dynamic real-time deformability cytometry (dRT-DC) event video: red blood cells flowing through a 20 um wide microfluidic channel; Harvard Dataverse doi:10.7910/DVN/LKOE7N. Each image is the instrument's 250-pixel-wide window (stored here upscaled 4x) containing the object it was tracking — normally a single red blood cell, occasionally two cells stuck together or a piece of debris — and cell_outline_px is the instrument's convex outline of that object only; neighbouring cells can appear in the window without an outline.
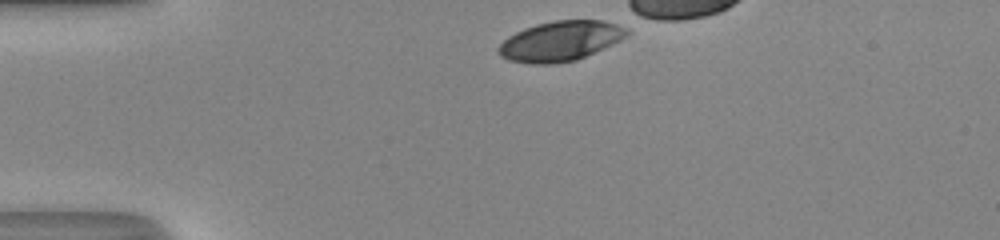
{"species": "human", "species_latin": "Homo sapiens", "temperature_condition": "room temperature", "stored_images_in_passage": 30, "camera_frame_rate_fps": 3000, "um_per_image_px": 0.085, "donor": {"sex": "male"}, "frame": {"image": 1, "passage_image": 1, "time_ms": 0.0, "image_size_px": [1000, 240], "cell_outline_px": [[628, 32], [620, 40], [612, 44], [576, 60], [552, 64], [532, 64], [508, 60], [500, 56], [496, 52], [496, 48], [508, 36], [524, 28], [536, 24], [556, 20], [600, 20], [616, 24], [624, 28]], "centroid_in_image_um": [47.55, 3.5], "position_along_channel_um": 37.4, "area_um2": 29.65}}
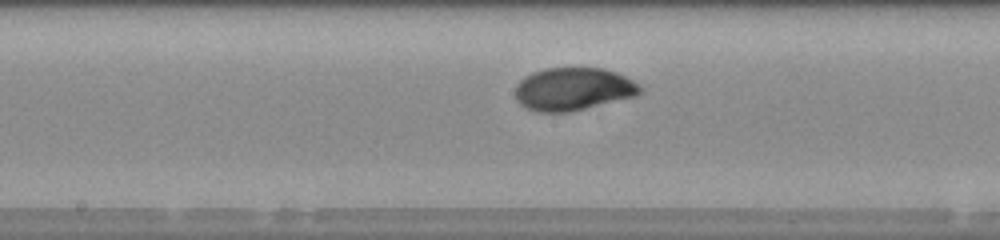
{"frame": {"image": 2, "passage_image": 16, "time_ms": 5.0, "image_size_px": [1000, 240], "cell_outline_px": [[644, 88], [636, 96], [572, 112], [540, 112], [524, 108], [516, 100], [516, 84], [520, 80], [532, 72], [544, 68], [604, 68], [616, 72], [640, 84]], "centroid_in_image_um": [48.73, 7.58], "position_along_channel_um": 199.5, "area_um2": 31.44}}
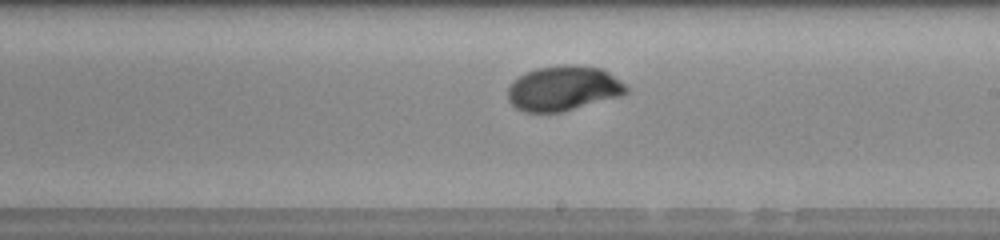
{"frame": {"image": 3, "passage_image": 19, "time_ms": 6.0, "image_size_px": [1000, 240], "cell_outline_px": [[628, 92], [620, 96], [560, 112], [524, 112], [516, 108], [508, 100], [508, 88], [512, 80], [536, 68], [560, 64], [572, 64], [600, 68], [608, 72], [620, 80], [628, 88]], "centroid_in_image_um": [47.87, 7.5], "position_along_channel_um": 241.1, "area_um2": 30.92}}